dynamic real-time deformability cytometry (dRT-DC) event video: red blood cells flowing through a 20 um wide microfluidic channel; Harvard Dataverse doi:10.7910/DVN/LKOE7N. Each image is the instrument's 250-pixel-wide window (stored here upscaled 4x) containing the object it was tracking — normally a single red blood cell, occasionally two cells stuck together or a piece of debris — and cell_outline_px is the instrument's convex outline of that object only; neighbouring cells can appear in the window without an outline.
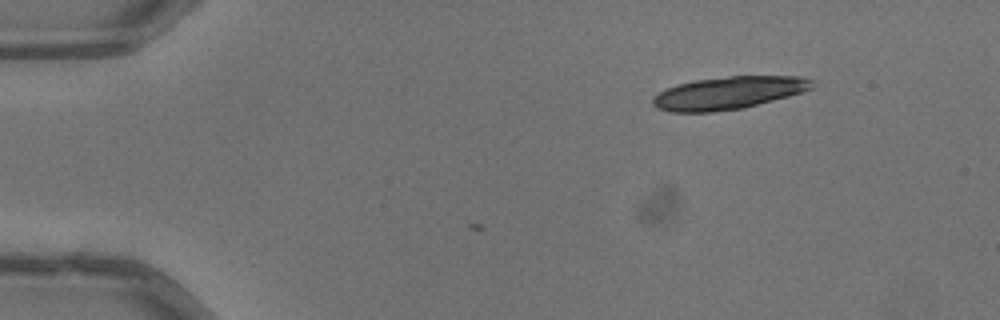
{"species": "common noctule bat (a hibernating species)", "species_latin": "Nyctalus noctula", "temperature_condition": "warm", "stored_images_in_passage": 6, "camera_frame_rate_fps": 3000, "um_per_image_px": 0.085, "animal": {"sex": "male", "body_mass_g": 13.3}, "frame": {"image": 1, "passage_image": 6, "time_ms": 1.667, "image_size_px": [1000, 320], "cell_outline_px": [[816, 80], [812, 88], [788, 96], [744, 108], [712, 112], [668, 112], [656, 108], [652, 104], [652, 100], [660, 92], [676, 84], [692, 80], [728, 76], [804, 76]], "centroid_in_image_um": [61.93, 7.89], "position_along_channel_um": 23.1, "area_um2": 30.46}}